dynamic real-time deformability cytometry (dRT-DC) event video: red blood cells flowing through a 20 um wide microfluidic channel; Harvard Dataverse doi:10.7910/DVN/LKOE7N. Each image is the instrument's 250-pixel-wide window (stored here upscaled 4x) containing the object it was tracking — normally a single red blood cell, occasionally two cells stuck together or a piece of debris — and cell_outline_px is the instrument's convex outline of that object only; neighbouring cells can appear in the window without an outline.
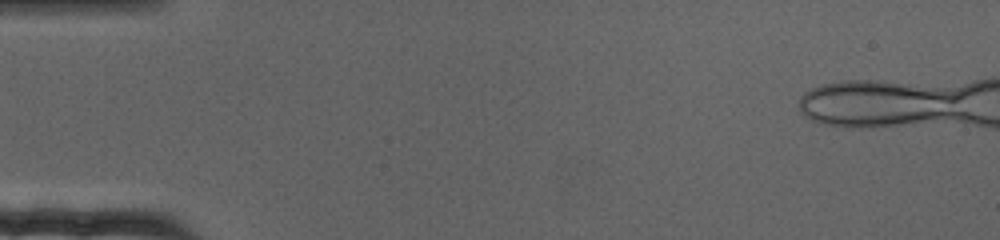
{"species": "human", "species_latin": "Homo sapiens", "temperature_condition": "cold", "stored_images_in_passage": 18, "camera_frame_rate_fps": 3000, "um_per_image_px": 0.085, "donor": {"sex": "female"}, "frame": {"image": 1, "passage_image": 1, "time_ms": 0.0, "image_size_px": [1000, 240], "cell_outline_px": [[944, 100], [936, 112], [924, 116], [900, 120], [832, 120], [816, 92], [828, 88], [900, 88], [944, 96]], "centroid_in_image_um": [74.65, 8.81], "position_along_channel_um": 10.4, "area_um2": 24.85}}